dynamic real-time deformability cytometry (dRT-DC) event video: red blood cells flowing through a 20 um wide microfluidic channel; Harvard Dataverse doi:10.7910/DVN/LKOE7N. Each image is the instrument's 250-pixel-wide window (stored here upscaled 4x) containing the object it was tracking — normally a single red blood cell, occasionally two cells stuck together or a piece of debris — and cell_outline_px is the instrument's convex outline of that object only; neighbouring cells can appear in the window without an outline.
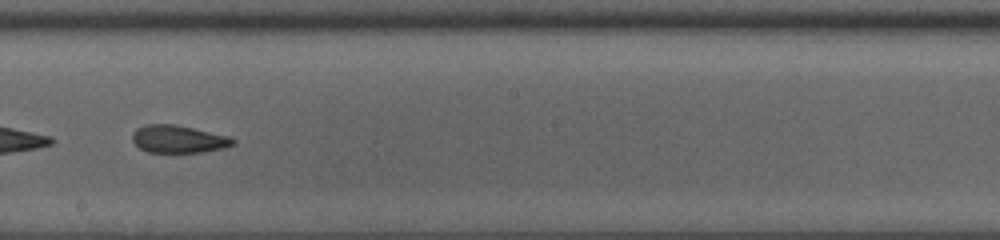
{"species": "common noctule bat (a hibernating species)", "species_latin": "Nyctalus noctula", "temperature_condition": "room temperature", "stored_images_in_passage": 35, "camera_frame_rate_fps": 3000, "um_per_image_px": 0.085, "animal": {"sex": "male", "body_mass_g": 13.0, "forearm_length_mm": 53.1}, "frame": {"image": 1, "passage_image": 16, "time_ms": 5.0, "image_size_px": [1000, 240], "cell_outline_px": [[236, 144], [224, 148], [200, 152], [148, 152], [140, 148], [132, 140], [132, 132], [136, 128], [148, 124], [176, 124], [232, 136], [236, 140]], "centroid_in_image_um": [15.21, 11.81], "position_along_channel_um": 233.0, "area_um2": 16.42}}
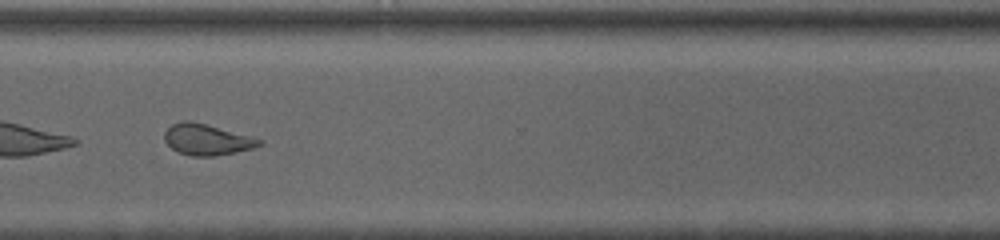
{"frame": {"image": 2, "passage_image": 25, "time_ms": 8.0, "image_size_px": [1000, 240], "cell_outline_px": [[264, 144], [252, 148], [216, 156], [192, 156], [180, 152], [172, 148], [164, 140], [164, 132], [172, 124], [184, 120], [188, 120], [204, 124], [264, 140]], "centroid_in_image_um": [17.57, 11.87], "position_along_channel_um": 353.0, "area_um2": 16.82}, "authors_computed_cell_mechanics": {"area_um2": 17.1088, "velocity_mm_per_s": 4.0163, "shape_relaxation_time_tau1_ms": 11.1955, "shape_relaxation_time_tau2_ms": 2.0215, "deformation_change_tau1": 0.2271, "deformation_change_tau2": 0.0922}}